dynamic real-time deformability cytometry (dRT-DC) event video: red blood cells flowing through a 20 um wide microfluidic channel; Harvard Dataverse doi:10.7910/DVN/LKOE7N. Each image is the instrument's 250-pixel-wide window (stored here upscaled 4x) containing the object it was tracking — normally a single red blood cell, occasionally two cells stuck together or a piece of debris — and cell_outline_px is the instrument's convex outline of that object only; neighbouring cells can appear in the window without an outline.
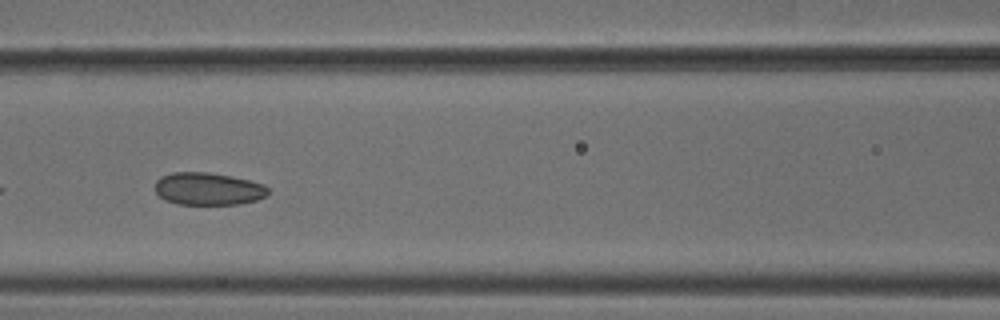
{"species": "common noctule bat (a hibernating species)", "species_latin": "Nyctalus noctula", "temperature_condition": "cold", "stored_images_in_passage": 9, "camera_frame_rate_fps": 3000, "um_per_image_px": 0.085, "animal": {"sex": "male", "body_mass_g": 18.8}, "frame": {"image": 1, "passage_image": 7, "time_ms": 2.0, "image_size_px": [1000, 320], "cell_outline_px": [[268, 196], [256, 200], [236, 204], [176, 204], [160, 196], [156, 192], [156, 180], [160, 176], [172, 172], [208, 172], [232, 176], [264, 184], [268, 188]], "centroid_in_image_um": [17.7, 16.04], "position_along_channel_um": 148.9, "area_um2": 21.39}}
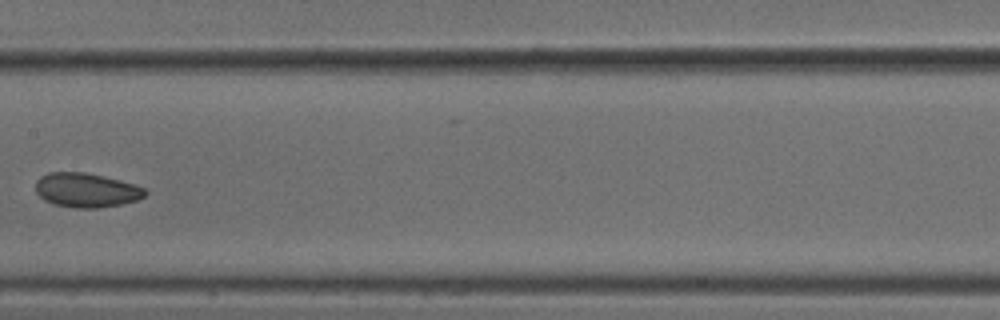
{"frame": {"image": 2, "passage_image": 8, "time_ms": 2.333, "image_size_px": [1000, 320], "cell_outline_px": [[148, 192], [144, 196], [136, 200], [120, 204], [96, 208], [76, 208], [52, 204], [44, 200], [36, 192], [36, 180], [40, 176], [48, 172], [84, 172], [120, 180], [136, 184], [144, 188]], "centroid_in_image_um": [7.31, 16.16], "position_along_channel_um": 200.1, "area_um2": 21.91}}
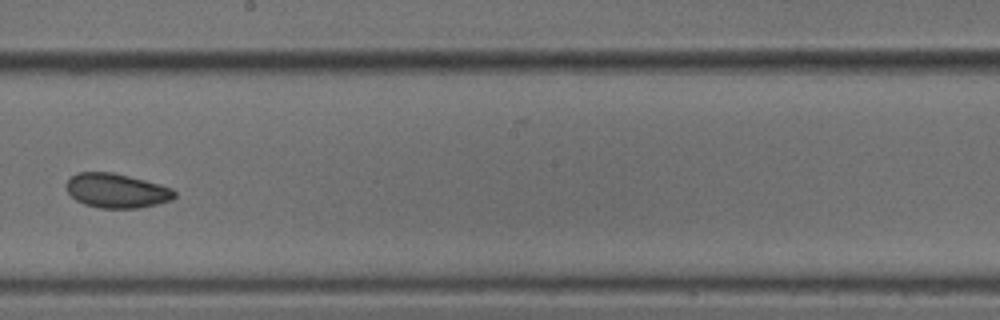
{"frame": {"image": 3, "passage_image": 9, "time_ms": 2.667, "image_size_px": [1000, 320], "cell_outline_px": [[176, 196], [172, 200], [156, 204], [136, 208], [100, 208], [84, 204], [76, 200], [68, 192], [68, 180], [76, 172], [112, 172], [144, 180], [172, 188], [176, 192]], "centroid_in_image_um": [9.92, 16.21], "position_along_channel_um": 238.3, "area_um2": 21.44}}